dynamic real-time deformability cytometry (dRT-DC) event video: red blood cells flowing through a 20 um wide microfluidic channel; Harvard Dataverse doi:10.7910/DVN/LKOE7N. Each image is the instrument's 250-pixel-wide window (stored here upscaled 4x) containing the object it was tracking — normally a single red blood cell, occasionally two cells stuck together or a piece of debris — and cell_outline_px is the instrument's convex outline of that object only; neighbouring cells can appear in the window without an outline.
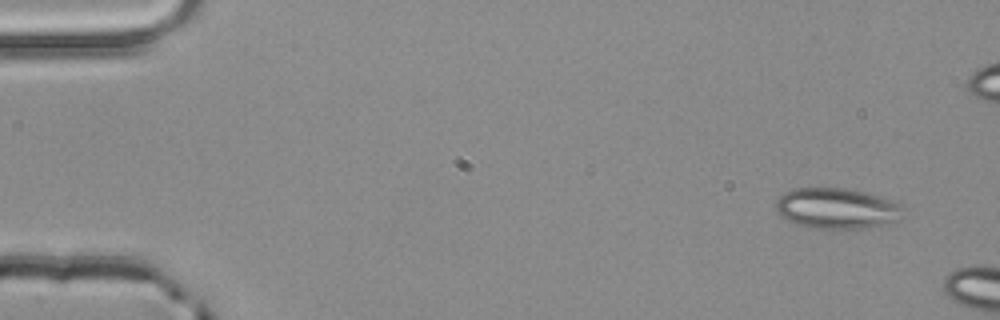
{"species": "common noctule bat (a hibernating species)", "species_latin": "Nyctalus noctula", "temperature_condition": "room temperature", "stored_images_in_passage": 2, "camera_frame_rate_fps": 3000, "um_per_image_px": 0.085, "animal": {"sex": "male", "body_mass_g": 20.4}, "frame": {"image": 1, "passage_image": 1, "time_ms": 0.0, "image_size_px": [1000, 320], "cell_outline_px": [[904, 216], [900, 220], [880, 228], [812, 228], [796, 224], [788, 220], [776, 208], [776, 200], [784, 192], [796, 188], [844, 188], [864, 192], [900, 200], [904, 204]], "centroid_in_image_um": [71.29, 17.72], "position_along_channel_um": 13.7, "area_um2": 30.92}}